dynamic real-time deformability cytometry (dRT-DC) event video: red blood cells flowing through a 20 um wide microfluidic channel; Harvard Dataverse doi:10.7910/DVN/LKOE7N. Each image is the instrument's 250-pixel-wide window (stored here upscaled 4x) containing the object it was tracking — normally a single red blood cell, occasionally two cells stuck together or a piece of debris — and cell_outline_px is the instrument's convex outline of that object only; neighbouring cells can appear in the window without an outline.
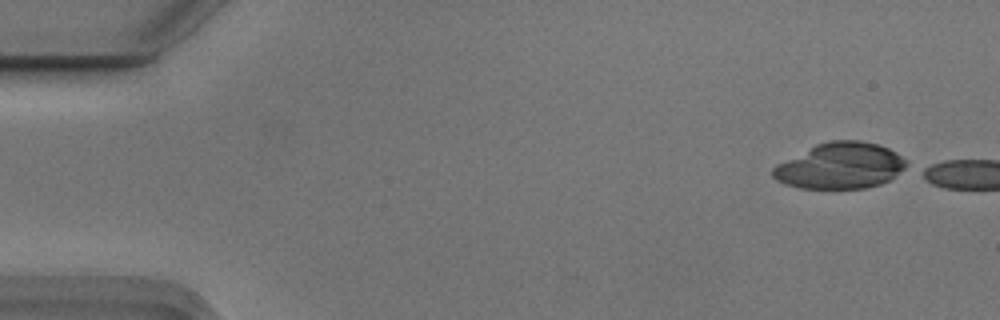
{"species": "Egyptian fruit bat (a non-hibernating species)", "species_latin": "Rousettus aegyptiacus", "temperature_condition": "cold", "stored_images_in_passage": 4, "camera_frame_rate_fps": 3000, "um_per_image_px": 0.085, "animal": {"sex": "male"}, "frame": {"image": 1, "passage_image": 1, "time_ms": 0.0, "image_size_px": [1000, 320], "cell_outline_px": [[908, 164], [904, 168], [888, 180], [880, 184], [864, 188], [800, 188], [784, 184], [776, 180], [772, 176], [772, 168], [776, 164], [816, 144], [828, 140], [860, 140], [880, 144], [896, 152], [908, 160]], "centroid_in_image_um": [71.41, 14.08], "position_along_channel_um": 13.6, "area_um2": 35.89}}